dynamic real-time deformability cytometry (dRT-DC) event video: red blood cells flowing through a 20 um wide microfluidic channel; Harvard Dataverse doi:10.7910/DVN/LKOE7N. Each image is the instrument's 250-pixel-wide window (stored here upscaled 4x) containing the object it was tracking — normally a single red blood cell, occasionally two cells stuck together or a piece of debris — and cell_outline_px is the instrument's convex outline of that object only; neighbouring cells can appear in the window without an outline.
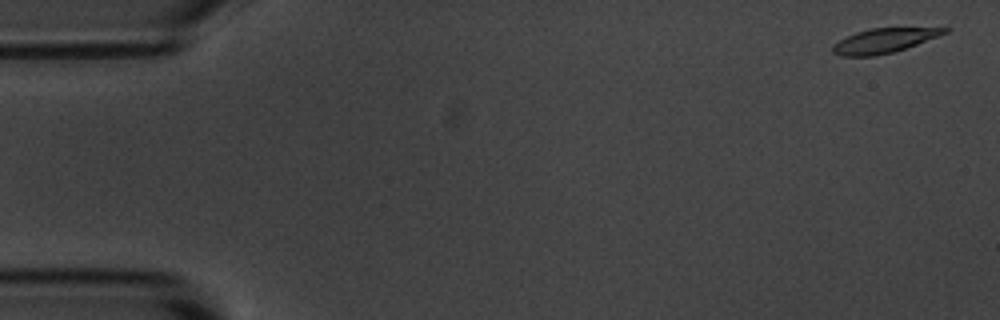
{"species": "common noctule bat (a hibernating species)", "species_latin": "Nyctalus noctula", "temperature_condition": "room temperature", "stored_images_in_passage": 5, "camera_frame_rate_fps": 3000, "um_per_image_px": 0.085, "animal": {"sex": "male", "body_mass_g": 20.1, "forearm_length_mm": 53.5}, "frame": {"image": 1, "passage_image": 1, "time_ms": 0.0, "image_size_px": [1000, 320], "cell_outline_px": [[952, 28], [948, 32], [916, 44], [892, 52], [872, 56], [840, 56], [832, 52], [832, 48], [840, 40], [856, 32], [872, 28]], "centroid_in_image_um": [75.12, 3.45], "position_along_channel_um": 9.9, "area_um2": 15.49}}
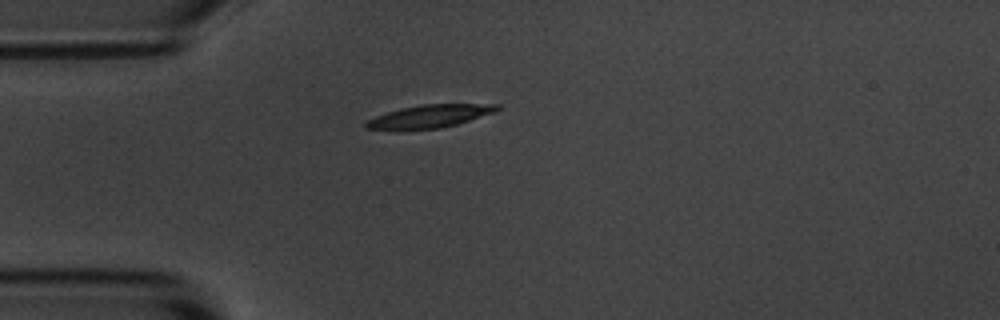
{"frame": {"image": 2, "passage_image": 5, "time_ms": 4.333, "image_size_px": [1000, 320], "cell_outline_px": [[500, 108], [496, 112], [456, 124], [440, 128], [396, 132], [364, 128], [364, 124], [368, 120], [376, 116], [400, 108], [420, 104], [500, 104]], "centroid_in_image_um": [36.45, 9.91], "position_along_channel_um": 48.6, "area_um2": 18.03}}